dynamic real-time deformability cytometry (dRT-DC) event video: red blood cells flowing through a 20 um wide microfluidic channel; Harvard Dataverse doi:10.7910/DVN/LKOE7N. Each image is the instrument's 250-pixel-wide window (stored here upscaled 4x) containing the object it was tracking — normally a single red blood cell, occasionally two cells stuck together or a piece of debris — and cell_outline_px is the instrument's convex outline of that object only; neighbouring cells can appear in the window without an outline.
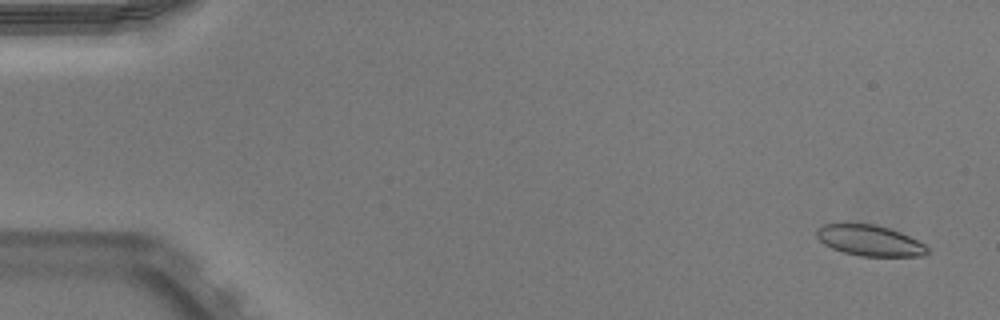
{"species": "Egyptian fruit bat (a non-hibernating species)", "species_latin": "Rousettus aegyptiacus", "temperature_condition": "warm", "stored_images_in_passage": 52, "camera_frame_rate_fps": 3000, "um_per_image_px": 0.085, "animal": {"sex": "male"}, "frame": {"image": 1, "passage_image": 2, "time_ms": 0.333, "image_size_px": [1000, 320], "cell_outline_px": [[928, 252], [924, 256], [860, 256], [844, 252], [832, 248], [824, 244], [816, 236], [816, 228], [824, 224], [876, 224], [900, 232], [924, 244], [928, 248]], "centroid_in_image_um": [73.91, 20.44], "position_along_channel_um": 11.1, "area_um2": 19.71}}
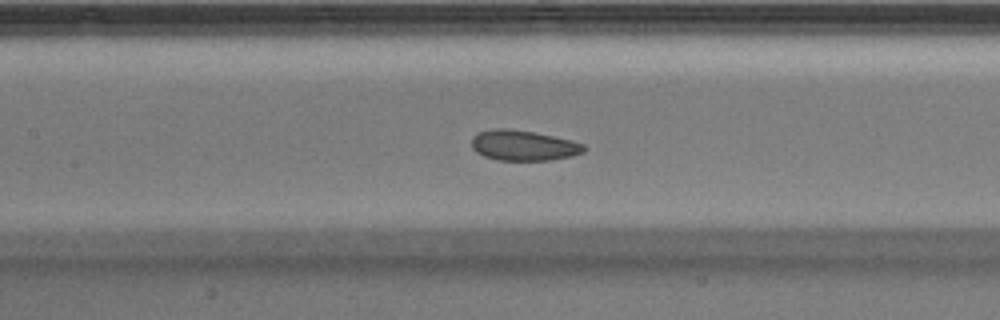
{"frame": {"image": 2, "passage_image": 24, "time_ms": 7.667, "image_size_px": [1000, 320], "cell_outline_px": [[588, 148], [584, 152], [572, 156], [552, 160], [496, 160], [484, 156], [476, 152], [472, 148], [472, 136], [480, 132], [492, 128], [512, 128], [552, 136], [584, 144]], "centroid_in_image_um": [44.48, 12.36], "position_along_channel_um": 162.9, "area_um2": 19.94}}
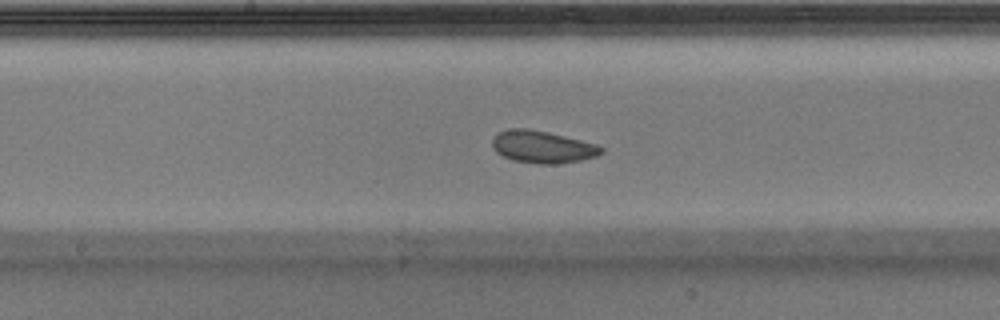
{"frame": {"image": 3, "passage_image": 27, "time_ms": 8.667, "image_size_px": [1000, 320], "cell_outline_px": [[604, 152], [596, 156], [580, 160], [560, 164], [540, 164], [512, 160], [496, 152], [492, 144], [492, 140], [496, 132], [508, 128], [528, 128], [548, 132], [596, 144], [604, 148]], "centroid_in_image_um": [46.09, 12.48], "position_along_channel_um": 202.1, "area_um2": 20.58}, "authors_computed_cell_mechanics": {"area_um2": 20.4034, "velocity_mm_per_s": 3.9284, "shape_relaxation_time_tau1_ms": 2.3137, "shape_relaxation_time_tau2_ms": 2.8911, "deformation_change_tau1": 0.0569, "deformation_change_tau2": 0.0748}}